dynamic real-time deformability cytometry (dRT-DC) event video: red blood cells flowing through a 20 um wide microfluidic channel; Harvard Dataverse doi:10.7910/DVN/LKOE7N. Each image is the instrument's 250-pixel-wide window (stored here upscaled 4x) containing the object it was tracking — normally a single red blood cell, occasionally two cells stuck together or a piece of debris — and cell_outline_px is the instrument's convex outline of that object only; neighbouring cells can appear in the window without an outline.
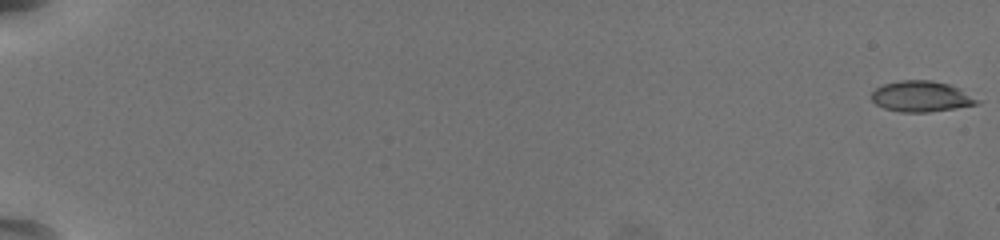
{"species": "common noctule bat (a hibernating species)", "species_latin": "Nyctalus noctula", "temperature_condition": "warm", "stored_images_in_passage": 60, "camera_frame_rate_fps": 3000, "um_per_image_px": 0.085, "animal": {"sex": "female", "body_mass_g": 19.5, "forearm_length_mm": 54.1}, "frame": {"image": 1, "passage_image": 1, "time_ms": 0.0, "image_size_px": [1000, 240], "cell_outline_px": [[980, 100], [976, 104], [928, 112], [900, 112], [884, 108], [876, 104], [872, 100], [872, 92], [876, 88], [884, 84], [900, 80], [932, 80], [948, 84]], "centroid_in_image_um": [78.24, 8.19], "position_along_channel_um": 6.8, "area_um2": 18.55}}
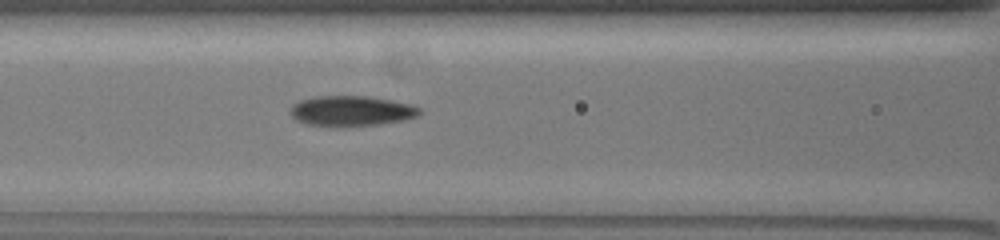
{"frame": {"image": 2, "passage_image": 30, "time_ms": 9.667, "image_size_px": [1000, 240], "cell_outline_px": [[420, 112], [416, 116], [404, 120], [376, 124], [308, 124], [292, 116], [292, 104], [300, 100], [316, 96], [368, 96], [392, 100], [412, 104], [420, 108]], "centroid_in_image_um": [29.92, 9.38], "position_along_channel_um": 136.7, "area_um2": 21.85}}
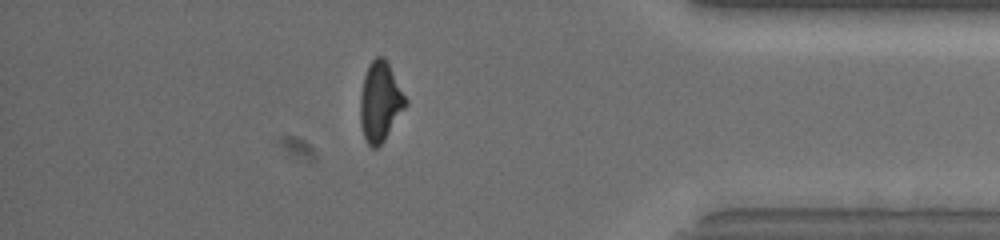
{"frame": {"image": 3, "passage_image": 53, "time_ms": 17.333, "image_size_px": [1000, 240], "cell_outline_px": [[408, 104], [384, 140], [376, 148], [372, 148], [368, 144], [364, 136], [360, 124], [360, 96], [364, 76], [368, 64], [376, 56], [384, 56], [408, 100]], "centroid_in_image_um": [32.31, 8.63], "position_along_channel_um": 402.9, "area_um2": 21.04}, "authors_computed_cell_mechanics": {"area_um2": 20.8658, "velocity_mm_per_s": 3.7818, "shape_relaxation_time_tau1_ms": 3.7796, "shape_relaxation_time_tau2_ms": 2.0826, "deformation_change_tau1": 0.1612, "deformation_change_tau2": 0.083}}